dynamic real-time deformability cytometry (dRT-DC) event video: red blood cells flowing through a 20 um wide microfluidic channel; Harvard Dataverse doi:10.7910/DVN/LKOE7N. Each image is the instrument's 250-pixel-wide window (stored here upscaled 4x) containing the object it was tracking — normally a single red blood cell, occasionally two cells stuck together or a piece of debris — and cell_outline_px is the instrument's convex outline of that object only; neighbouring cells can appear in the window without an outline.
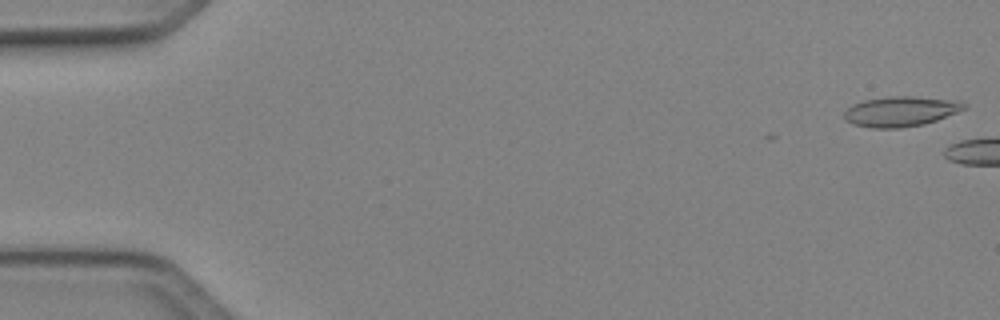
{"species": "Egyptian fruit bat (a non-hibernating species)", "species_latin": "Rousettus aegyptiacus", "temperature_condition": "cold", "stored_images_in_passage": 7, "camera_frame_rate_fps": 3000, "um_per_image_px": 0.085, "animal": {"sex": "female"}, "frame": {"image": 1, "passage_image": 1, "time_ms": 0.0, "image_size_px": [1000, 320], "cell_outline_px": [[968, 108], [936, 120], [924, 124], [900, 128], [872, 128], [852, 124], [844, 120], [844, 112], [852, 104], [864, 100], [888, 96], [912, 96], [960, 100], [968, 104]], "centroid_in_image_um": [76.58, 9.46], "position_along_channel_um": 8.4, "area_um2": 21.33}}